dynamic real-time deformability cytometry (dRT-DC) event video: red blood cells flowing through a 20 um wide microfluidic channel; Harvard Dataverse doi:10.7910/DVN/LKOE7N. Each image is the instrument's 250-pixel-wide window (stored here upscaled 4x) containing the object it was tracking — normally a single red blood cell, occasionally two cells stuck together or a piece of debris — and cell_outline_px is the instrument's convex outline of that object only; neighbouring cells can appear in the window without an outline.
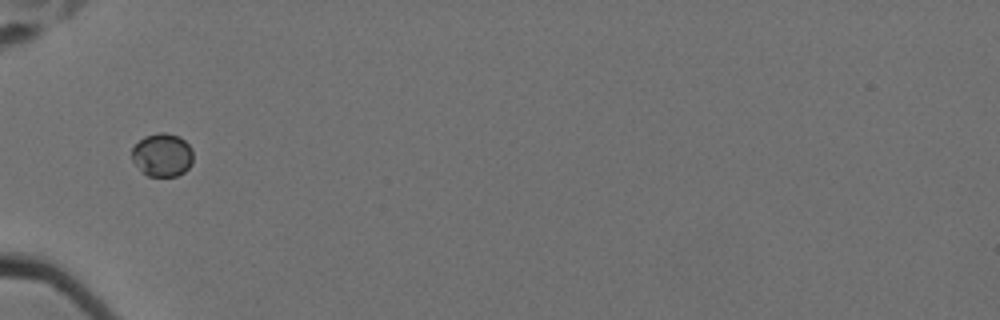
{"species": "Egyptian fruit bat (a non-hibernating species)", "species_latin": "Rousettus aegyptiacus", "temperature_condition": "cold", "stored_images_in_passage": 8, "camera_frame_rate_fps": 3000, "um_per_image_px": 0.085, "animal": {"sex": "female"}, "frame": {"image": 1, "passage_image": 1, "time_ms": 0.0, "image_size_px": [1000, 320], "cell_outline_px": [[192, 164], [184, 172], [176, 176], [148, 176], [132, 160], [132, 148], [144, 136], [156, 132], [164, 132], [180, 136], [192, 148]], "centroid_in_image_um": [13.81, 13.15], "position_along_channel_um": 71.2, "area_um2": 15.43}}
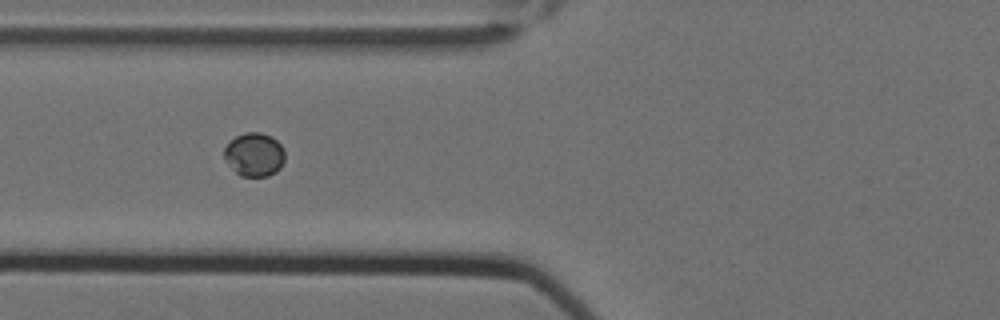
{"frame": {"image": 2, "passage_image": 4, "time_ms": 1.0, "image_size_px": [1000, 320], "cell_outline_px": [[284, 160], [280, 168], [276, 172], [268, 176], [240, 176], [228, 164], [224, 156], [224, 148], [228, 140], [244, 132], [260, 132], [272, 136], [284, 148]], "centroid_in_image_um": [21.61, 13.12], "position_along_channel_um": 104.2, "area_um2": 15.61}}